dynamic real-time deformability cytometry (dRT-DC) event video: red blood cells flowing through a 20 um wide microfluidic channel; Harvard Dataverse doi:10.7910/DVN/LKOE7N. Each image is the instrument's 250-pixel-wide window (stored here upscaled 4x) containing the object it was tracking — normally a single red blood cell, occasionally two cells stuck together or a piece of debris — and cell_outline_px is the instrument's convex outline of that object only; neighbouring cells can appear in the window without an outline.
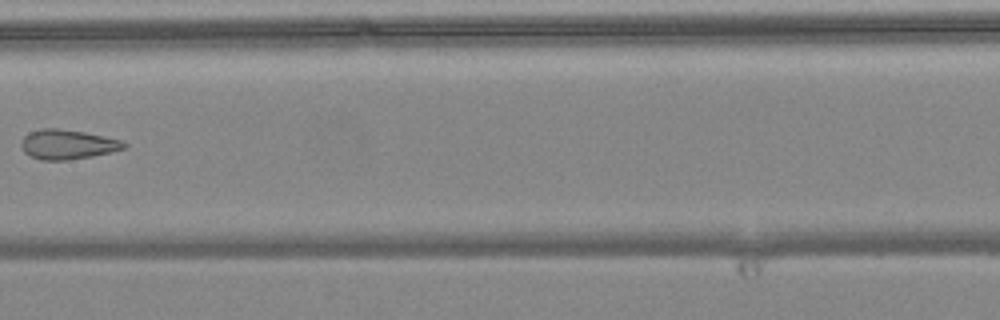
{"species": "common noctule bat (a hibernating species)", "species_latin": "Nyctalus noctula", "temperature_condition": "warm", "stored_images_in_passage": 8, "camera_frame_rate_fps": 3000, "um_per_image_px": 0.085, "animal": {"sex": "female", "body_mass_g": 24.6, "forearm_length_mm": 56.2}, "frame": {"image": 1, "passage_image": 8, "time_ms": 2.333, "image_size_px": [1000, 320], "cell_outline_px": [[128, 144], [124, 148], [112, 152], [92, 156], [68, 160], [40, 160], [24, 152], [20, 144], [24, 136], [28, 132], [40, 128], [56, 128], [84, 132], [120, 140]], "centroid_in_image_um": [5.71, 12.27], "position_along_channel_um": 201.7, "area_um2": 17.69}}